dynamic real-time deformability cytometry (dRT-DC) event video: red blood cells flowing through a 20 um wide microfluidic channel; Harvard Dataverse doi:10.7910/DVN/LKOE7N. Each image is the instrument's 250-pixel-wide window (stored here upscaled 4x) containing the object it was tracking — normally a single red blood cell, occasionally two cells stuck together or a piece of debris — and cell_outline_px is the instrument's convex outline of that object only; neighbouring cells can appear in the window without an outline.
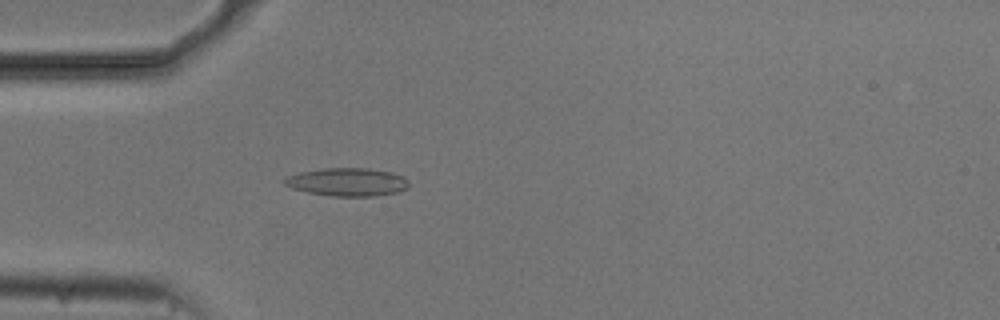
{"species": "common noctule bat (a hibernating species)", "species_latin": "Nyctalus noctula", "temperature_condition": "cold", "stored_images_in_passage": 14, "camera_frame_rate_fps": 3000, "um_per_image_px": 0.085, "animal": {"sex": "male", "body_mass_g": 20.5, "forearm_length_mm": 52.5}, "frame": {"image": 1, "passage_image": 5, "time_ms": 1.333, "image_size_px": [1000, 320], "cell_outline_px": [[408, 188], [396, 192], [376, 196], [332, 196], [308, 192], [292, 188], [284, 184], [284, 180], [288, 176], [300, 172], [320, 168], [368, 168], [392, 172], [404, 176], [408, 180]], "centroid_in_image_um": [29.55, 15.46], "position_along_channel_um": 55.5, "area_um2": 20.4}}